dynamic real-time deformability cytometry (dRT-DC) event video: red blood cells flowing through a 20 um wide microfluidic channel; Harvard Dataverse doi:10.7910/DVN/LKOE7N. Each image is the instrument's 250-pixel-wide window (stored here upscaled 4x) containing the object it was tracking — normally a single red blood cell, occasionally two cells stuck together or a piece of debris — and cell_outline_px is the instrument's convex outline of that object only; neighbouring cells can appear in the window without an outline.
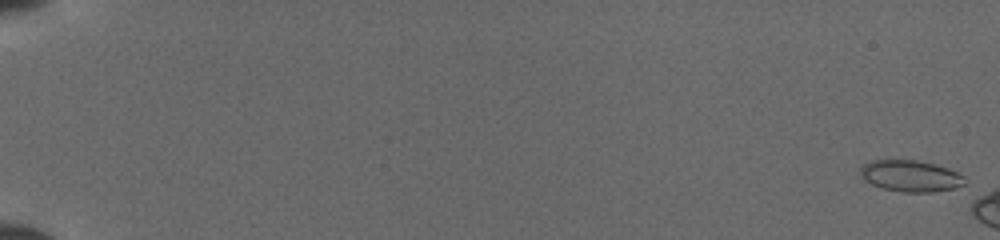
{"species": "common noctule bat (a hibernating species)", "species_latin": "Nyctalus noctula", "temperature_condition": "cold", "stored_images_in_passage": 7, "camera_frame_rate_fps": 3000, "um_per_image_px": 0.085, "animal": {"sex": "female", "body_mass_g": 19.5, "forearm_length_mm": 54.1}, "frame": {"image": 1, "passage_image": 1, "time_ms": 0.0, "image_size_px": [1000, 240], "cell_outline_px": [[968, 180], [964, 184], [952, 188], [932, 192], [904, 192], [884, 188], [872, 184], [864, 180], [860, 172], [860, 168], [864, 164], [872, 160], [916, 160], [936, 164], [948, 168], [964, 176]], "centroid_in_image_um": [77.41, 14.95], "position_along_channel_um": 7.6, "area_um2": 19.02}}